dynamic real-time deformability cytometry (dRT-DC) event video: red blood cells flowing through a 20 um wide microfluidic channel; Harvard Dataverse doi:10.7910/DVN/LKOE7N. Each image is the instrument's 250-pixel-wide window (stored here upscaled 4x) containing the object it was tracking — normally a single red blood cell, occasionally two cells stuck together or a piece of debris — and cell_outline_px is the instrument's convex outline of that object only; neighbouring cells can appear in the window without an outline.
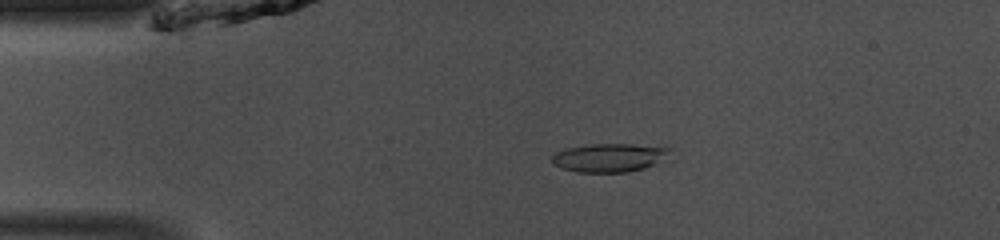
{"species": "common noctule bat (a hibernating species)", "species_latin": "Nyctalus noctula", "temperature_condition": "room temperature", "stored_images_in_passage": 47, "camera_frame_rate_fps": 3000, "um_per_image_px": 0.085, "animal": {"sex": "male", "body_mass_g": 13.0, "forearm_length_mm": 53.1}, "frame": {"image": 1, "passage_image": 9, "time_ms": 2.667, "image_size_px": [1000, 240], "cell_outline_px": [[676, 160], [628, 172], [580, 172], [560, 168], [552, 164], [552, 156], [556, 152], [564, 148], [592, 144], [632, 144], [676, 148]], "centroid_in_image_um": [52.03, 13.39], "position_along_channel_um": 33.0, "area_um2": 20.69}}
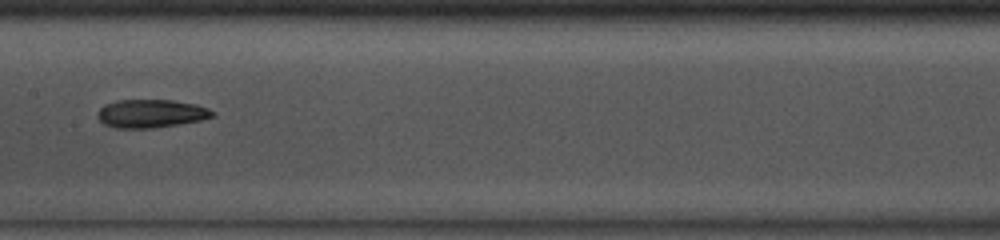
{"frame": {"image": 2, "passage_image": 23, "time_ms": 7.333, "image_size_px": [1000, 240], "cell_outline_px": [[216, 116], [200, 120], [152, 128], [116, 128], [104, 124], [100, 120], [100, 108], [104, 104], [116, 100], [172, 100], [196, 104], [208, 108], [216, 112]], "centroid_in_image_um": [12.88, 9.64], "position_along_channel_um": 194.5, "area_um2": 18.79}}
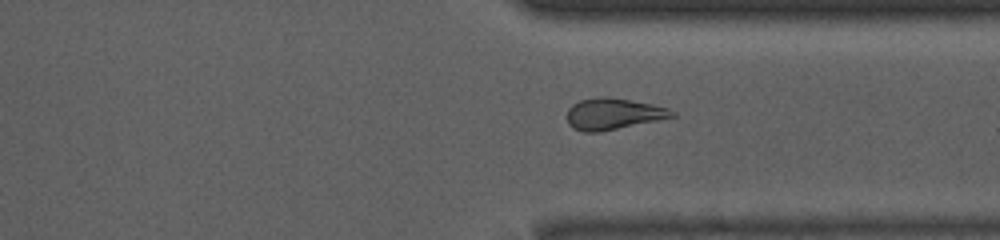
{"frame": {"image": 3, "passage_image": 35, "time_ms": 11.333, "image_size_px": [1000, 240], "cell_outline_px": [[676, 116], [596, 132], [584, 132], [572, 128], [568, 124], [568, 108], [572, 104], [580, 100], [600, 96], [608, 96], [652, 104], [668, 108], [676, 112]], "centroid_in_image_um": [52.1, 9.66], "position_along_channel_um": 359.3, "area_um2": 18.96}, "authors_computed_cell_mechanics": {"area_um2": 19.3052, "velocity_mm_per_s": 4.1299, "shape_relaxation_time_tau1_ms": 9.7743, "shape_relaxation_time_tau2_ms": 8.1877, "deformation_change_tau1": 0.2198, "deformation_change_tau2": 0.1948}}